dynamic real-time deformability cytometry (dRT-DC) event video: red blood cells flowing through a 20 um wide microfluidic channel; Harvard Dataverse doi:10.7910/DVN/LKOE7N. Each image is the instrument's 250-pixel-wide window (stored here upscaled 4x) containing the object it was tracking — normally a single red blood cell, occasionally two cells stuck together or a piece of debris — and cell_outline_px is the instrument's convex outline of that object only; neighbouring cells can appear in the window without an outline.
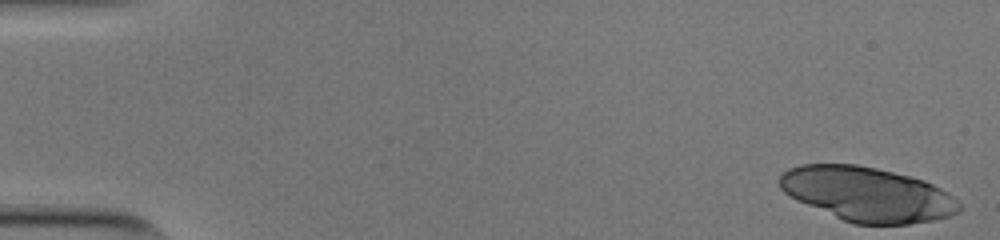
{"species": "human", "species_latin": "Homo sapiens", "temperature_condition": "cold", "stored_images_in_passage": 52, "camera_frame_rate_fps": 3000, "um_per_image_px": 0.085, "donor": {"sex": "male"}, "frame": {"image": 1, "passage_image": 1, "time_ms": 0.0, "image_size_px": [1000, 240], "cell_outline_px": [[960, 212], [952, 216], [936, 220], [908, 224], [852, 224], [796, 200], [788, 196], [780, 188], [780, 176], [788, 168], [800, 164], [856, 164], [876, 168], [924, 180], [940, 188], [952, 196], [960, 204]], "centroid_in_image_um": [73.72, 16.51], "position_along_channel_um": 11.3, "area_um2": 56.93}}
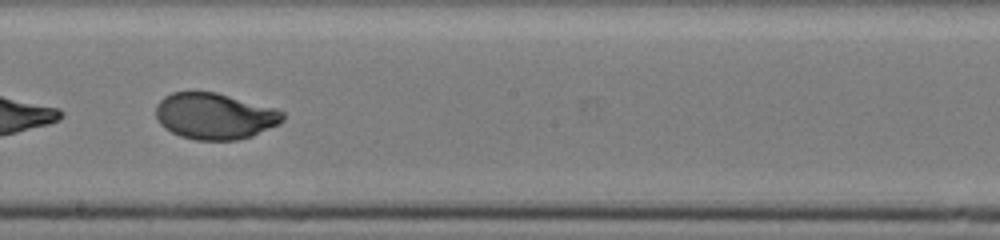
{"frame": {"image": 2, "passage_image": 31, "time_ms": 10.0, "image_size_px": [1000, 240], "cell_outline_px": [[284, 120], [280, 124], [252, 136], [236, 140], [196, 140], [180, 136], [164, 128], [160, 124], [156, 116], [156, 104], [164, 96], [172, 92], [216, 92], [276, 108], [284, 112]], "centroid_in_image_um": [18.26, 9.87], "position_along_channel_um": 229.9, "area_um2": 34.39}}
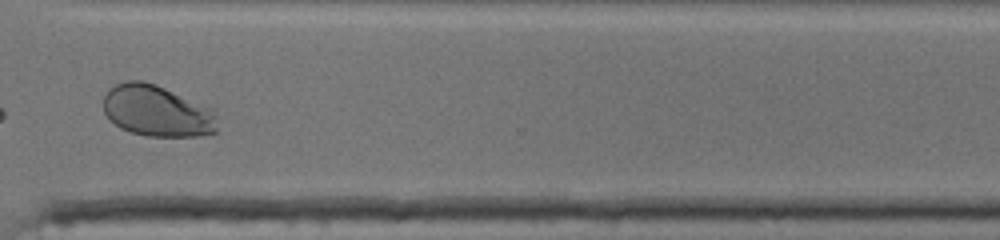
{"frame": {"image": 3, "passage_image": 41, "time_ms": 13.333, "image_size_px": [1000, 240], "cell_outline_px": [[216, 132], [200, 136], [144, 136], [128, 132], [120, 128], [108, 120], [104, 112], [104, 96], [108, 88], [116, 84], [128, 80], [140, 80], [156, 84], [216, 108]], "centroid_in_image_um": [13.35, 9.43], "position_along_channel_um": 357.2, "area_um2": 34.85}, "authors_computed_cell_mechanics": {"area_um2": 36.3851, "velocity_mm_per_s": 3.8023, "shape_relaxation_time_tau1_ms": 3.6008, "shape_relaxation_time_tau2_ms": null, "deformation_change_tau1": 0.1948, "deformation_change_tau2": null}}